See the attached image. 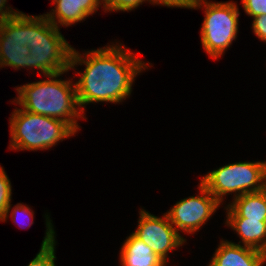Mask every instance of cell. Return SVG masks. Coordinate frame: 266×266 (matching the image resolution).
I'll use <instances>...</instances> for the list:
<instances>
[{"label": "cell", "mask_w": 266, "mask_h": 266, "mask_svg": "<svg viewBox=\"0 0 266 266\" xmlns=\"http://www.w3.org/2000/svg\"><path fill=\"white\" fill-rule=\"evenodd\" d=\"M27 14L21 13L0 24V68L29 69Z\"/></svg>", "instance_id": "9"}, {"label": "cell", "mask_w": 266, "mask_h": 266, "mask_svg": "<svg viewBox=\"0 0 266 266\" xmlns=\"http://www.w3.org/2000/svg\"><path fill=\"white\" fill-rule=\"evenodd\" d=\"M132 233L166 263L169 253L186 242V239L170 223L166 213L158 217L142 208L139 211L137 229Z\"/></svg>", "instance_id": "8"}, {"label": "cell", "mask_w": 266, "mask_h": 266, "mask_svg": "<svg viewBox=\"0 0 266 266\" xmlns=\"http://www.w3.org/2000/svg\"><path fill=\"white\" fill-rule=\"evenodd\" d=\"M148 64L118 42L82 54L73 48L69 69L85 65L83 73L76 72L80 78L75 82L83 114L90 103L120 104L129 98L136 76L148 69Z\"/></svg>", "instance_id": "1"}, {"label": "cell", "mask_w": 266, "mask_h": 266, "mask_svg": "<svg viewBox=\"0 0 266 266\" xmlns=\"http://www.w3.org/2000/svg\"><path fill=\"white\" fill-rule=\"evenodd\" d=\"M252 29L258 39L266 43V15L253 17Z\"/></svg>", "instance_id": "21"}, {"label": "cell", "mask_w": 266, "mask_h": 266, "mask_svg": "<svg viewBox=\"0 0 266 266\" xmlns=\"http://www.w3.org/2000/svg\"><path fill=\"white\" fill-rule=\"evenodd\" d=\"M10 144L14 150H47L77 132L65 121L16 108L9 118Z\"/></svg>", "instance_id": "4"}, {"label": "cell", "mask_w": 266, "mask_h": 266, "mask_svg": "<svg viewBox=\"0 0 266 266\" xmlns=\"http://www.w3.org/2000/svg\"><path fill=\"white\" fill-rule=\"evenodd\" d=\"M46 232L44 240L42 241L41 248L36 254V257L29 262L27 266H56V234L53 228L52 220L50 216L45 214Z\"/></svg>", "instance_id": "15"}, {"label": "cell", "mask_w": 266, "mask_h": 266, "mask_svg": "<svg viewBox=\"0 0 266 266\" xmlns=\"http://www.w3.org/2000/svg\"><path fill=\"white\" fill-rule=\"evenodd\" d=\"M198 187L199 195L181 199L166 212L170 223L179 234H194L223 205L201 183Z\"/></svg>", "instance_id": "7"}, {"label": "cell", "mask_w": 266, "mask_h": 266, "mask_svg": "<svg viewBox=\"0 0 266 266\" xmlns=\"http://www.w3.org/2000/svg\"><path fill=\"white\" fill-rule=\"evenodd\" d=\"M245 13L250 17L266 15V0H241Z\"/></svg>", "instance_id": "19"}, {"label": "cell", "mask_w": 266, "mask_h": 266, "mask_svg": "<svg viewBox=\"0 0 266 266\" xmlns=\"http://www.w3.org/2000/svg\"><path fill=\"white\" fill-rule=\"evenodd\" d=\"M146 1L149 3V0H102V8L105 10L104 12H129L137 9Z\"/></svg>", "instance_id": "18"}, {"label": "cell", "mask_w": 266, "mask_h": 266, "mask_svg": "<svg viewBox=\"0 0 266 266\" xmlns=\"http://www.w3.org/2000/svg\"><path fill=\"white\" fill-rule=\"evenodd\" d=\"M54 9L45 17L57 28L70 27L83 22L89 15H93L102 6V0H53Z\"/></svg>", "instance_id": "10"}, {"label": "cell", "mask_w": 266, "mask_h": 266, "mask_svg": "<svg viewBox=\"0 0 266 266\" xmlns=\"http://www.w3.org/2000/svg\"><path fill=\"white\" fill-rule=\"evenodd\" d=\"M27 46L30 48L29 69H39V75L45 77L70 71L73 47L44 14L27 15Z\"/></svg>", "instance_id": "3"}, {"label": "cell", "mask_w": 266, "mask_h": 266, "mask_svg": "<svg viewBox=\"0 0 266 266\" xmlns=\"http://www.w3.org/2000/svg\"><path fill=\"white\" fill-rule=\"evenodd\" d=\"M200 183L220 202L233 194V199L266 188V161L235 162L209 171Z\"/></svg>", "instance_id": "5"}, {"label": "cell", "mask_w": 266, "mask_h": 266, "mask_svg": "<svg viewBox=\"0 0 266 266\" xmlns=\"http://www.w3.org/2000/svg\"><path fill=\"white\" fill-rule=\"evenodd\" d=\"M4 168L0 165V221L2 222L11 203L12 187Z\"/></svg>", "instance_id": "17"}, {"label": "cell", "mask_w": 266, "mask_h": 266, "mask_svg": "<svg viewBox=\"0 0 266 266\" xmlns=\"http://www.w3.org/2000/svg\"><path fill=\"white\" fill-rule=\"evenodd\" d=\"M120 266H166L152 249L133 233L126 237L119 253Z\"/></svg>", "instance_id": "12"}, {"label": "cell", "mask_w": 266, "mask_h": 266, "mask_svg": "<svg viewBox=\"0 0 266 266\" xmlns=\"http://www.w3.org/2000/svg\"><path fill=\"white\" fill-rule=\"evenodd\" d=\"M225 224L239 235V245L266 254V221L247 220L242 217H226Z\"/></svg>", "instance_id": "13"}, {"label": "cell", "mask_w": 266, "mask_h": 266, "mask_svg": "<svg viewBox=\"0 0 266 266\" xmlns=\"http://www.w3.org/2000/svg\"><path fill=\"white\" fill-rule=\"evenodd\" d=\"M67 72L16 87L18 96L12 102L28 112L65 121L78 133V119L86 117L78 104L75 82L60 78Z\"/></svg>", "instance_id": "2"}, {"label": "cell", "mask_w": 266, "mask_h": 266, "mask_svg": "<svg viewBox=\"0 0 266 266\" xmlns=\"http://www.w3.org/2000/svg\"><path fill=\"white\" fill-rule=\"evenodd\" d=\"M198 0H149L152 5L194 9Z\"/></svg>", "instance_id": "20"}, {"label": "cell", "mask_w": 266, "mask_h": 266, "mask_svg": "<svg viewBox=\"0 0 266 266\" xmlns=\"http://www.w3.org/2000/svg\"><path fill=\"white\" fill-rule=\"evenodd\" d=\"M11 205L12 204L10 203L2 222H4V221L6 222L7 218L10 216L13 223L18 225V227H20L21 229L22 228L23 229L29 228L34 223L33 222V219H34L33 210L30 207H28V205H25L22 203H17L16 205H14L13 208H11L12 207ZM9 213H11V214L9 215ZM22 217H24V218H22ZM24 219L27 220V222H25ZM18 221H20V222H18ZM21 222H22V224H20Z\"/></svg>", "instance_id": "16"}, {"label": "cell", "mask_w": 266, "mask_h": 266, "mask_svg": "<svg viewBox=\"0 0 266 266\" xmlns=\"http://www.w3.org/2000/svg\"><path fill=\"white\" fill-rule=\"evenodd\" d=\"M7 0H0V24L5 22L7 19L16 16L17 14H21L22 12L19 10H14L13 8L8 7Z\"/></svg>", "instance_id": "22"}, {"label": "cell", "mask_w": 266, "mask_h": 266, "mask_svg": "<svg viewBox=\"0 0 266 266\" xmlns=\"http://www.w3.org/2000/svg\"><path fill=\"white\" fill-rule=\"evenodd\" d=\"M266 254L256 249L221 239L208 266H264Z\"/></svg>", "instance_id": "11"}, {"label": "cell", "mask_w": 266, "mask_h": 266, "mask_svg": "<svg viewBox=\"0 0 266 266\" xmlns=\"http://www.w3.org/2000/svg\"><path fill=\"white\" fill-rule=\"evenodd\" d=\"M202 6V7H201ZM205 9L200 41L205 52L215 60L236 41L239 25V8L236 2H209L198 0L194 9Z\"/></svg>", "instance_id": "6"}, {"label": "cell", "mask_w": 266, "mask_h": 266, "mask_svg": "<svg viewBox=\"0 0 266 266\" xmlns=\"http://www.w3.org/2000/svg\"><path fill=\"white\" fill-rule=\"evenodd\" d=\"M226 217L266 221V188L259 192L243 194L225 207Z\"/></svg>", "instance_id": "14"}]
</instances>
